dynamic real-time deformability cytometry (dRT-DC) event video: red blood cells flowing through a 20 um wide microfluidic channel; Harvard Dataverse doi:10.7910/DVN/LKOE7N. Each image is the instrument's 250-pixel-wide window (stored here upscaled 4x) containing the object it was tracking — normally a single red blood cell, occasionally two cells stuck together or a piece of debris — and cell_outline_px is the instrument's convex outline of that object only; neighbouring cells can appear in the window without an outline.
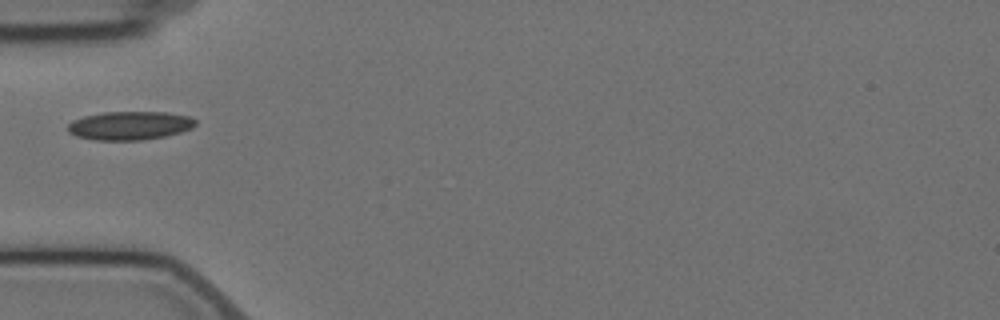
{"species": "Egyptian fruit bat (a non-hibernating species)", "species_latin": "Rousettus aegyptiacus", "temperature_condition": "cold", "stored_images_in_passage": 1, "camera_frame_rate_fps": 3000, "um_per_image_px": 0.085, "animal": {"sex": "female"}, "frame": {"image": 1, "passage_image": 1, "time_ms": 0.0, "image_size_px": [1000, 320], "cell_outline_px": [[196, 124], [192, 128], [180, 132], [164, 136], [144, 140], [96, 140], [76, 136], [68, 132], [68, 124], [72, 120], [84, 116], [104, 112], [168, 112], [188, 116], [196, 120]], "centroid_in_image_um": [11.02, 10.67], "position_along_channel_um": 74.0, "area_um2": 21.27}}